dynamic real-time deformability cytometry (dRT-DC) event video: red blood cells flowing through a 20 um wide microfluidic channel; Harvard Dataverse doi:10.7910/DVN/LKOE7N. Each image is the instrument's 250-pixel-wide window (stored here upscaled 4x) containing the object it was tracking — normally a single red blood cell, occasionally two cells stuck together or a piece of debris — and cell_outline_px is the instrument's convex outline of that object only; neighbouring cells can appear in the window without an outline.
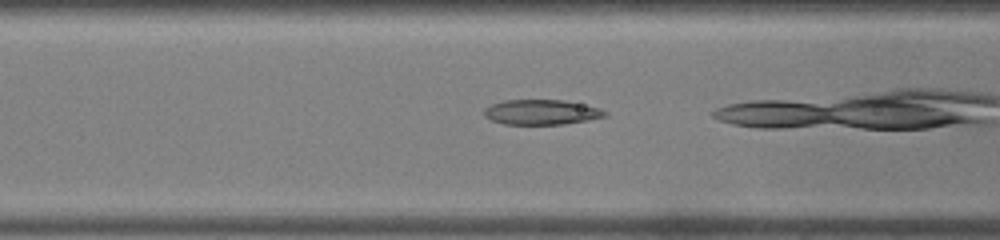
{"species": "common noctule bat (a hibernating species)", "species_latin": "Nyctalus noctula", "temperature_condition": "warm", "stored_images_in_passage": 35, "camera_frame_rate_fps": 3000, "um_per_image_px": 0.085, "animal": {"sex": "male", "body_mass_g": 19.0, "forearm_length_mm": 50.8}, "frame": {"image": 1, "passage_image": 17, "time_ms": 5.333, "image_size_px": [1000, 240], "cell_outline_px": [[608, 116], [588, 120], [564, 124], [504, 124], [492, 120], [484, 116], [484, 108], [492, 104], [504, 100], [564, 100], [600, 108], [608, 112]], "centroid_in_image_um": [46.04, 9.53], "position_along_channel_um": 120.6, "area_um2": 17.63}}
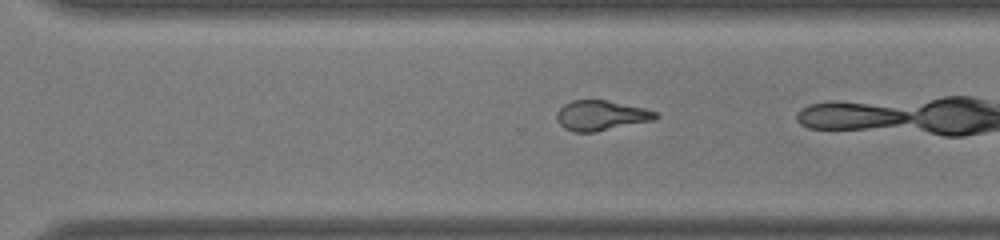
{"frame": {"image": 2, "passage_image": 31, "time_ms": 10.0, "image_size_px": [1000, 240], "cell_outline_px": [[660, 116], [656, 120], [596, 132], [576, 132], [564, 128], [560, 124], [556, 116], [556, 112], [564, 104], [572, 100], [608, 100], [644, 108], [660, 112]], "centroid_in_image_um": [51.15, 9.81], "position_along_channel_um": 319.5, "area_um2": 17.57}}